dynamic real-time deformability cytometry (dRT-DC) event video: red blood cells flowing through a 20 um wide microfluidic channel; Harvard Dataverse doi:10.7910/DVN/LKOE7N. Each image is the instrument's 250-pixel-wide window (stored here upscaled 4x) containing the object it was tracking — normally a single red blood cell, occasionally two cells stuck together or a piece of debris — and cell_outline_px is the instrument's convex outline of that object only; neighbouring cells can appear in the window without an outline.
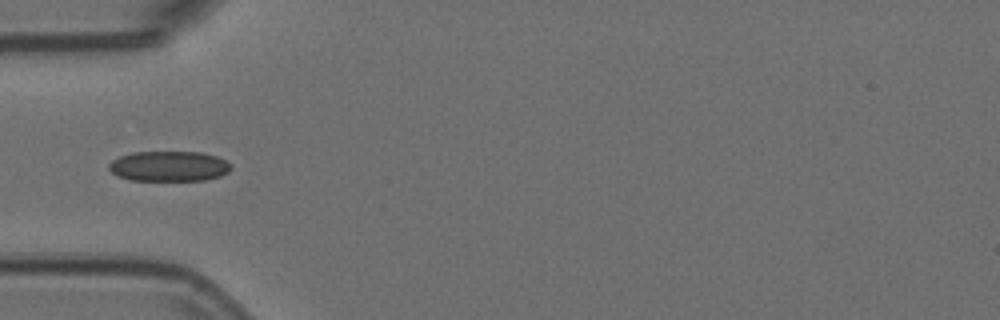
{"species": "Egyptian fruit bat (a non-hibernating species)", "species_latin": "Rousettus aegyptiacus", "temperature_condition": "room temperature", "stored_images_in_passage": 7, "camera_frame_rate_fps": 3000, "um_per_image_px": 0.085, "animal": {"sex": "female"}, "frame": {"image": 1, "passage_image": 4, "time_ms": 1.0, "image_size_px": [1000, 320], "cell_outline_px": [[232, 168], [228, 172], [220, 176], [204, 180], [132, 180], [116, 176], [108, 168], [108, 164], [112, 160], [120, 156], [132, 152], [200, 152], [216, 156], [232, 164]], "centroid_in_image_um": [14.35, 14.12], "position_along_channel_um": 70.6, "area_um2": 21.56}}
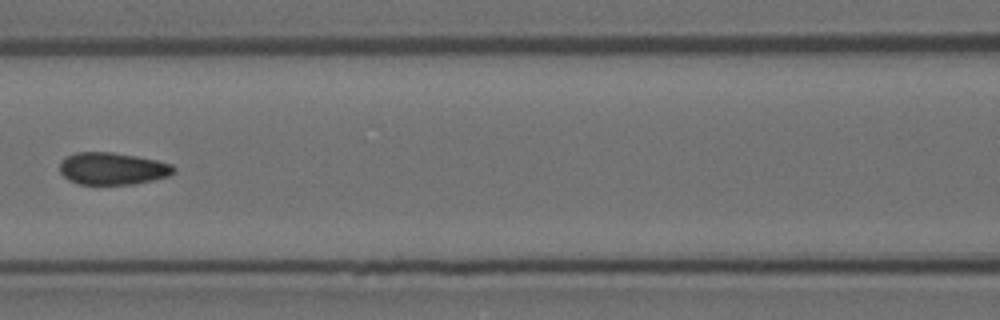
{"frame": {"image": 2, "passage_image": 6, "time_ms": 1.667, "image_size_px": [1000, 320], "cell_outline_px": [[176, 172], [168, 176], [152, 180], [132, 184], [80, 184], [68, 180], [60, 172], [60, 160], [76, 152], [112, 152], [136, 156], [156, 160], [172, 164], [176, 168]], "centroid_in_image_um": [9.57, 14.32], "position_along_channel_um": 157.0, "area_um2": 21.39}}
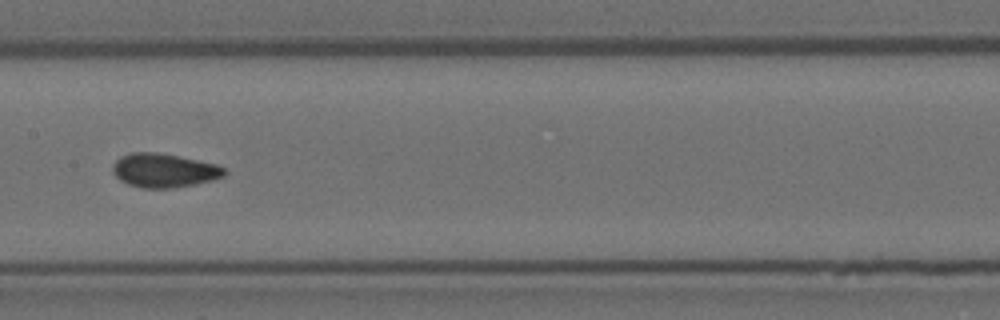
{"frame": {"image": 3, "passage_image": 7, "time_ms": 2.0, "image_size_px": [1000, 320], "cell_outline_px": [[228, 172], [224, 176], [212, 180], [172, 188], [144, 188], [128, 184], [120, 180], [112, 172], [112, 164], [120, 156], [132, 152], [156, 152], [216, 164], [224, 168]], "centroid_in_image_um": [13.91, 14.48], "position_along_channel_um": 193.5, "area_um2": 21.91}}